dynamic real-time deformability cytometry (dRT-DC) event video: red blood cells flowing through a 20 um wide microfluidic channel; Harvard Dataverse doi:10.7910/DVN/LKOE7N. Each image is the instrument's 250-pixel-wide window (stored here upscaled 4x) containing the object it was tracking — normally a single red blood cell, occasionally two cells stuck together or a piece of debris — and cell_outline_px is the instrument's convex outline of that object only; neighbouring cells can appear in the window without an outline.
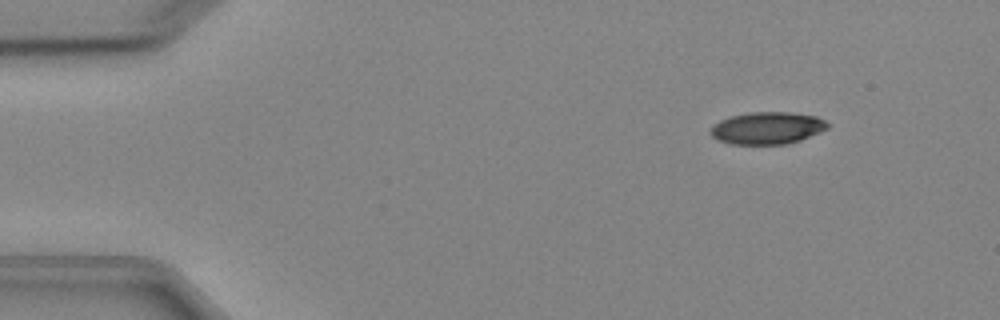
{"species": "Egyptian fruit bat (a non-hibernating species)", "species_latin": "Rousettus aegyptiacus", "temperature_condition": "cold", "stored_images_in_passage": 6, "camera_frame_rate_fps": 3000, "um_per_image_px": 0.085, "animal": {"sex": "female"}, "frame": {"image": 1, "passage_image": 2, "time_ms": 1.333, "image_size_px": [1000, 320], "cell_outline_px": [[828, 128], [820, 132], [800, 140], [784, 144], [732, 144], [720, 140], [712, 136], [708, 132], [712, 124], [728, 116], [748, 112], [792, 112], [816, 116], [824, 120], [828, 124]], "centroid_in_image_um": [65.18, 10.87], "position_along_channel_um": 19.8, "area_um2": 22.08}}